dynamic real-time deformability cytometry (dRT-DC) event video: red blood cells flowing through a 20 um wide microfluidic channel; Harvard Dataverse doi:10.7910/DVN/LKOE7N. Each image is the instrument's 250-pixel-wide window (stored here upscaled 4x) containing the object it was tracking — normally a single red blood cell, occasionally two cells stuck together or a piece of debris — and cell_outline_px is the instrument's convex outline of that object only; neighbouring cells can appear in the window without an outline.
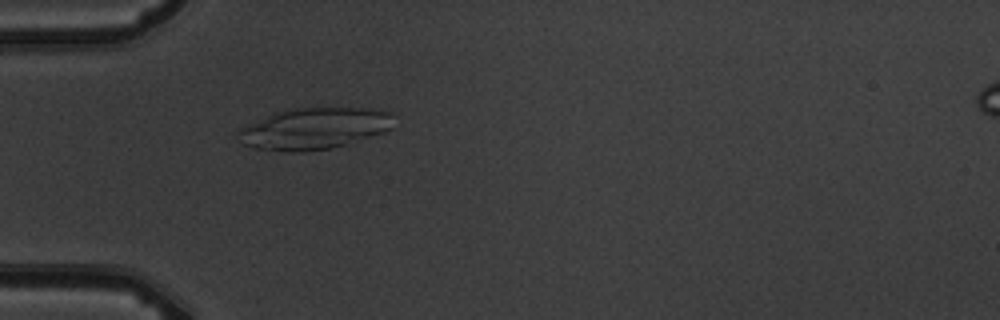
{"species": "common noctule bat (a hibernating species)", "species_latin": "Nyctalus noctula", "temperature_condition": "warm", "stored_images_in_passage": 5, "camera_frame_rate_fps": 3000, "um_per_image_px": 0.085, "animal": {"sex": "male", "body_mass_g": 19.5, "forearm_length_mm": 54.6}, "frame": {"image": 1, "passage_image": 5, "time_ms": 4.333, "image_size_px": [1000, 320], "cell_outline_px": [[392, 128], [384, 132], [332, 148], [304, 152], [292, 152], [252, 148], [244, 144], [236, 132], [236, 128], [276, 112], [296, 108], [360, 108], [392, 112]], "centroid_in_image_um": [26.65, 10.93], "position_along_channel_um": 58.3, "area_um2": 37.45}}